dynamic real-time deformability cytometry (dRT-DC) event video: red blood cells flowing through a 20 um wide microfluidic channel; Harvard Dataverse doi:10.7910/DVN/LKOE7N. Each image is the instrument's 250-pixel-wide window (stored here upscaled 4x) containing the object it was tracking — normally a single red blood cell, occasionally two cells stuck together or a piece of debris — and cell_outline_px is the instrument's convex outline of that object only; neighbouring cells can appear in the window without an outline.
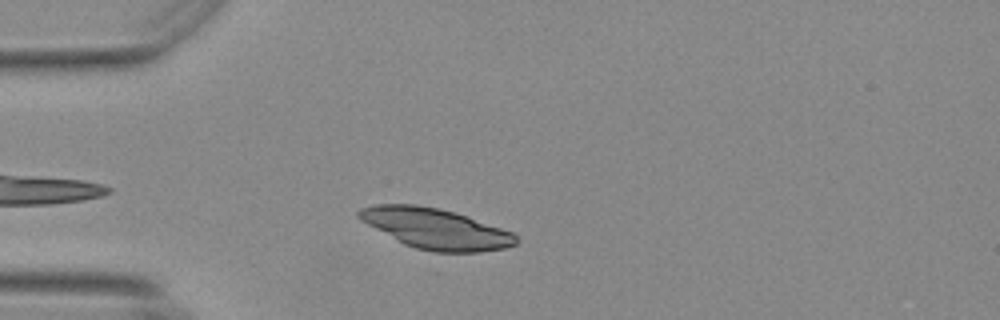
{"species": "Egyptian fruit bat (a non-hibernating species)", "species_latin": "Rousettus aegyptiacus", "temperature_condition": "warm", "stored_images_in_passage": 47, "camera_frame_rate_fps": 3000, "um_per_image_px": 0.085, "animal": {"sex": "female"}, "frame": {"image": 1, "passage_image": 7, "time_ms": 2.0, "image_size_px": [1000, 320], "cell_outline_px": [[516, 244], [504, 248], [480, 252], [432, 252], [416, 248], [404, 244], [360, 220], [356, 216], [356, 212], [360, 208], [376, 204], [416, 204], [436, 208], [452, 212], [512, 232], [516, 236]], "centroid_in_image_um": [36.97, 19.44], "position_along_channel_um": 48.0, "area_um2": 36.47}}
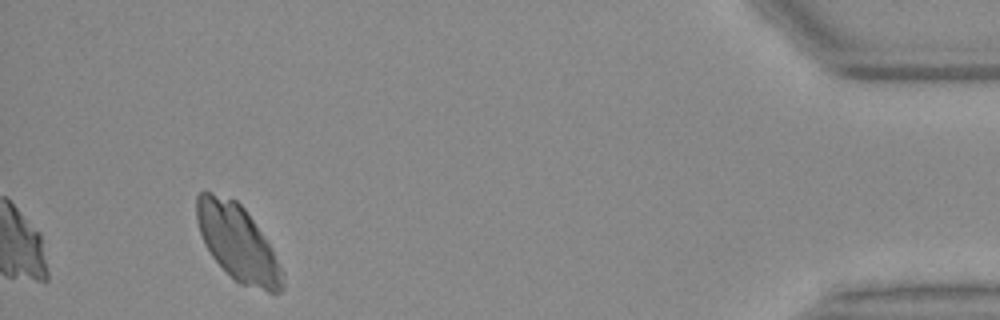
{"frame": {"image": 2, "passage_image": 44, "time_ms": 14.333, "image_size_px": [1000, 320], "cell_outline_px": [[284, 288], [280, 292], [268, 292], [240, 284], [212, 256], [204, 244], [196, 220], [196, 196], [200, 192], [208, 192], [236, 200], [244, 208], [268, 244], [284, 272]], "centroid_in_image_um": [20.2, 20.65], "position_along_channel_um": 415.0, "area_um2": 37.28}}